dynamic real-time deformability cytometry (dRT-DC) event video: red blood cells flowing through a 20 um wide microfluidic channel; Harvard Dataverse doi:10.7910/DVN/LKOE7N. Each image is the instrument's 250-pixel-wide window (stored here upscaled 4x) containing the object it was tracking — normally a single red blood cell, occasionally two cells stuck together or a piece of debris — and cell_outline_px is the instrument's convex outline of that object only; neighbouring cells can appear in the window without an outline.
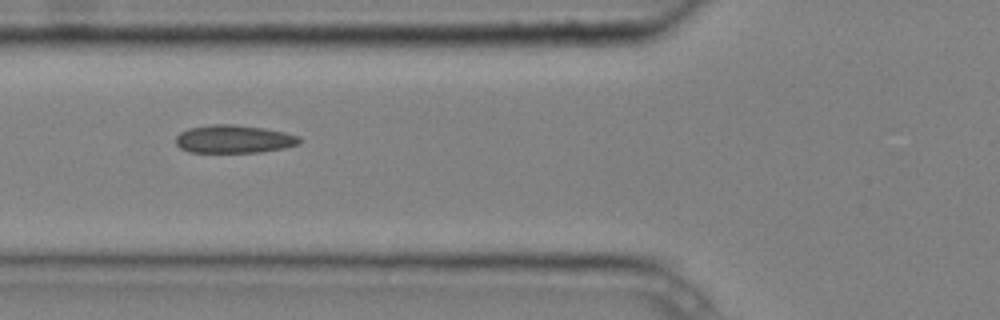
{"species": "common noctule bat (a hibernating species)", "species_latin": "Nyctalus noctula", "temperature_condition": "cold", "stored_images_in_passage": 9, "camera_frame_rate_fps": 3000, "um_per_image_px": 0.085, "animal": {"sex": "male", "body_mass_g": 20.4}, "frame": {"image": 1, "passage_image": 6, "time_ms": 1.667, "image_size_px": [1000, 320], "cell_outline_px": [[304, 140], [300, 144], [284, 148], [260, 152], [188, 152], [180, 148], [176, 144], [176, 136], [180, 132], [188, 128], [212, 124], [232, 124], [264, 128], [284, 132], [300, 136]], "centroid_in_image_um": [19.9, 11.82], "position_along_channel_um": 105.9, "area_um2": 20.4}}
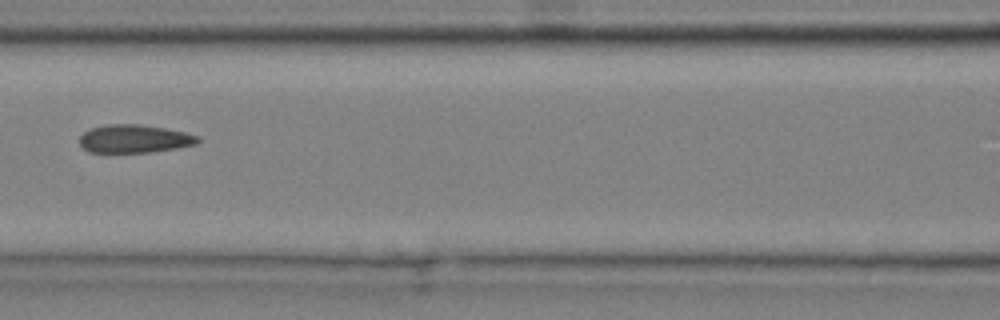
{"frame": {"image": 2, "passage_image": 7, "time_ms": 2.0, "image_size_px": [1000, 320], "cell_outline_px": [[200, 140], [196, 144], [176, 148], [148, 152], [88, 152], [80, 144], [80, 136], [84, 132], [92, 128], [108, 124], [140, 124], [164, 128], [184, 132], [200, 136]], "centroid_in_image_um": [11.43, 11.79], "position_along_channel_um": 155.2, "area_um2": 19.25}}
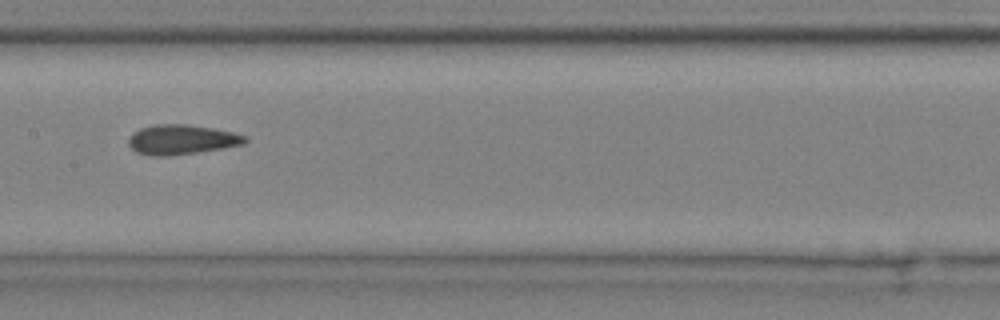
{"frame": {"image": 3, "passage_image": 8, "time_ms": 2.333, "image_size_px": [1000, 320], "cell_outline_px": [[248, 140], [244, 144], [224, 148], [168, 156], [148, 156], [136, 152], [128, 144], [128, 140], [132, 132], [140, 128], [156, 124], [188, 124], [212, 128], [232, 132], [248, 136]], "centroid_in_image_um": [15.42, 11.86], "position_along_channel_um": 192.0, "area_um2": 20.35}}